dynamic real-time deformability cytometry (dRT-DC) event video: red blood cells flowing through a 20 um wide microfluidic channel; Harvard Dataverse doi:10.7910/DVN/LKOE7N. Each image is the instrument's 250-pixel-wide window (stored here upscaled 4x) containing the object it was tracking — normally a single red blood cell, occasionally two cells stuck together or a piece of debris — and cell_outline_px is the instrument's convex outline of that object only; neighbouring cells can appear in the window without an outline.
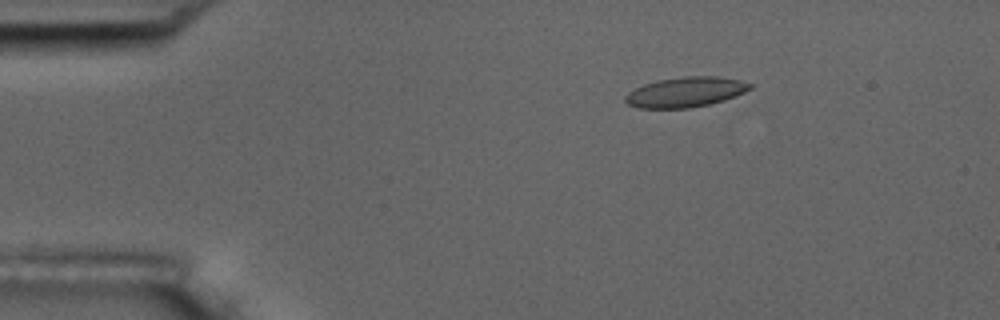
{"species": "common noctule bat (a hibernating species)", "species_latin": "Nyctalus noctula", "temperature_condition": "room temperature", "stored_images_in_passage": 4, "camera_frame_rate_fps": 3000, "um_per_image_px": 0.085, "animal": {"sex": "male", "body_mass_g": 17.5, "forearm_length_mm": 52.3}, "frame": {"image": 1, "passage_image": 3, "time_ms": 2.333, "image_size_px": [1000, 320], "cell_outline_px": [[756, 84], [752, 88], [736, 96], [724, 100], [708, 104], [688, 108], [640, 108], [628, 104], [624, 100], [624, 96], [628, 92], [644, 84], [660, 80], [684, 76], [716, 76], [740, 80]], "centroid_in_image_um": [58.3, 7.82], "position_along_channel_um": 26.7, "area_um2": 21.85}}